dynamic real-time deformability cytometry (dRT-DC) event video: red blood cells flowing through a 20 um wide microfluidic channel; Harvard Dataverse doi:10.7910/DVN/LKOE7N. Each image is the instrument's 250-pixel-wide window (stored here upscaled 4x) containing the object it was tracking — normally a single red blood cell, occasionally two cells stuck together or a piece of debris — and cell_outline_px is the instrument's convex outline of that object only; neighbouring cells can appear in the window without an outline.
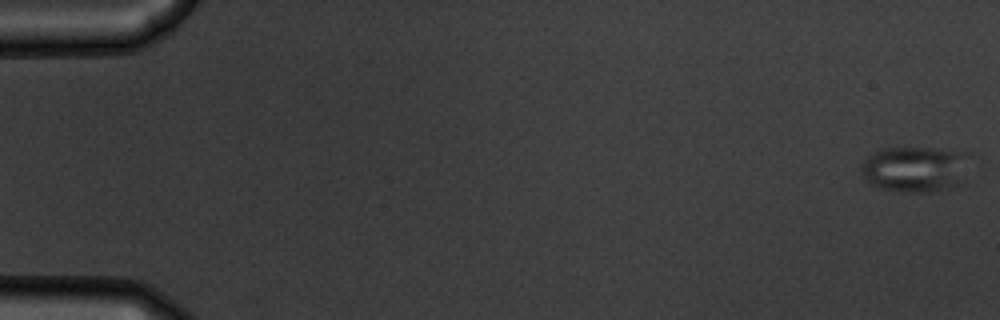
{"species": "common noctule bat (a hibernating species)", "species_latin": "Nyctalus noctula", "temperature_condition": "warm", "stored_images_in_passage": 56, "camera_frame_rate_fps": 3000, "um_per_image_px": 0.085, "animal": {"sex": "male", "body_mass_g": 19.5, "forearm_length_mm": 54.6}, "frame": {"image": 1, "passage_image": 1, "time_ms": 0.0, "image_size_px": [1000, 320], "cell_outline_px": [[976, 156], [964, 184], [932, 192], [904, 192], [880, 188], [872, 184], [864, 176], [860, 168], [860, 164], [868, 156], [884, 148], [936, 148], [972, 152]], "centroid_in_image_um": [77.99, 14.36], "position_along_channel_um": 7.0, "area_um2": 30.23}}
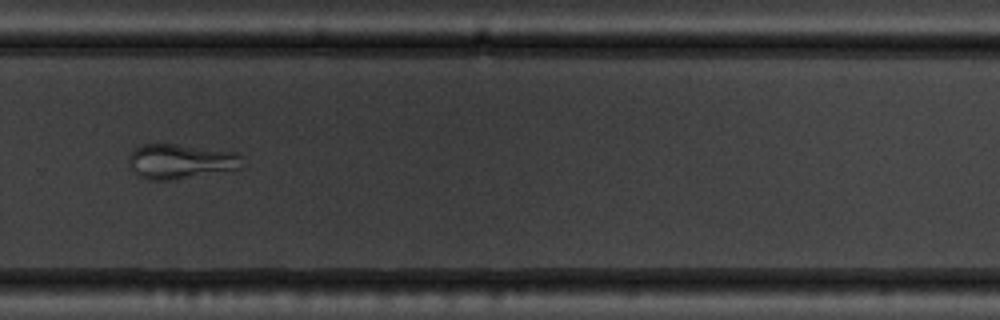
{"frame": {"image": 2, "passage_image": 39, "time_ms": 12.667, "image_size_px": [1000, 320], "cell_outline_px": [[244, 168], [172, 180], [148, 180], [136, 176], [128, 160], [128, 156], [140, 144], [176, 144], [236, 152], [240, 156]], "centroid_in_image_um": [15.34, 13.73], "position_along_channel_um": 314.5, "area_um2": 23.12}}
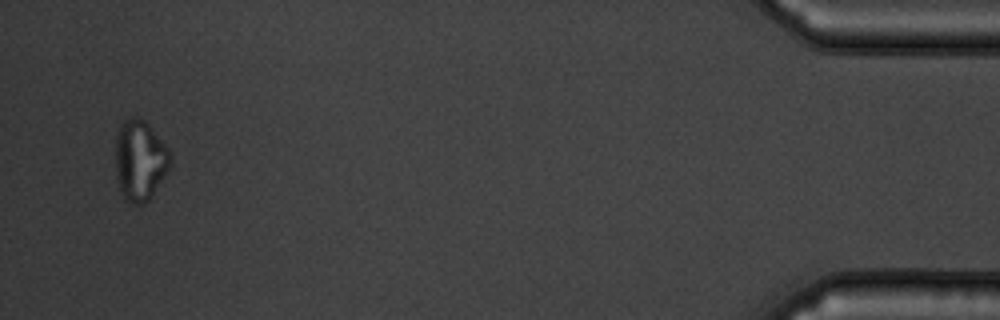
{"frame": {"image": 3, "passage_image": 54, "time_ms": 17.667, "image_size_px": [1000, 320], "cell_outline_px": [[172, 160], [168, 168], [148, 200], [144, 204], [132, 204], [124, 200], [120, 192], [116, 176], [116, 136], [120, 124], [124, 120], [132, 116], [140, 116], [148, 124], [168, 148]], "centroid_in_image_um": [11.86, 13.61], "position_along_channel_um": 423.3, "area_um2": 25.66}, "authors_computed_cell_mechanics": {"area_um2": 25.6921, "velocity_mm_per_s": 3.6992, "shape_relaxation_time_tau1_ms": null, "shape_relaxation_time_tau2_ms": 1.7788, "deformation_change_tau1": null, "deformation_change_tau2": 0.0767}}